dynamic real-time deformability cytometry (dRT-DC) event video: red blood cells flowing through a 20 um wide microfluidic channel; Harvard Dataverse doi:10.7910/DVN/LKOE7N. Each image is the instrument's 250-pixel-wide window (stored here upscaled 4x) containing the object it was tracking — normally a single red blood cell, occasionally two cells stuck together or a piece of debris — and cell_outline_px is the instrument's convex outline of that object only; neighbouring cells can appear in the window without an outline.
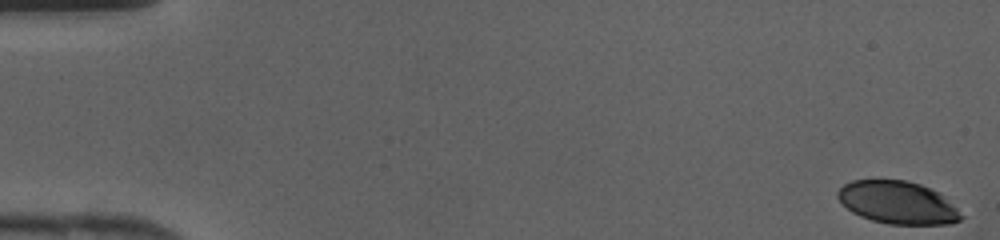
{"species": "human", "species_latin": "Homo sapiens", "temperature_condition": "cold", "stored_images_in_passage": 43, "camera_frame_rate_fps": 3000, "um_per_image_px": 0.085, "donor": {"sex": "female"}, "frame": {"image": 1, "passage_image": 1, "time_ms": 0.0, "image_size_px": [1000, 240], "cell_outline_px": [[964, 216], [960, 220], [952, 224], [888, 224], [872, 220], [860, 216], [852, 212], [836, 196], [836, 192], [844, 184], [852, 180], [904, 180], [920, 184], [936, 192], [956, 208]], "centroid_in_image_um": [76.27, 17.22], "position_along_channel_um": 8.7, "area_um2": 30.29}}
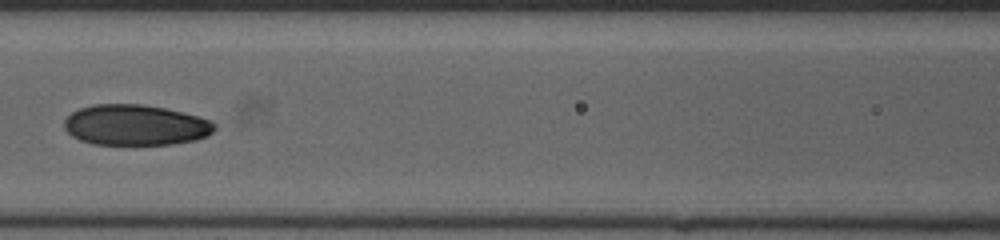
{"frame": {"image": 2, "passage_image": 20, "time_ms": 6.333, "image_size_px": [1000, 240], "cell_outline_px": [[216, 128], [208, 136], [196, 140], [172, 144], [92, 144], [80, 140], [72, 136], [64, 128], [64, 120], [72, 112], [80, 108], [92, 104], [140, 104], [164, 108], [212, 120], [216, 124]], "centroid_in_image_um": [11.51, 10.63], "position_along_channel_um": 155.1, "area_um2": 35.6}}
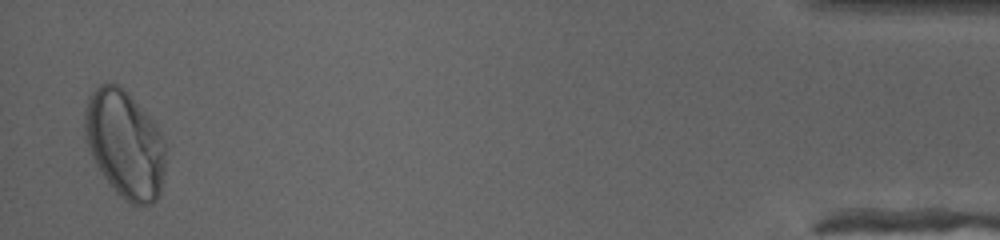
{"frame": {"image": 3, "passage_image": 42, "time_ms": 13.667, "image_size_px": [1000, 240], "cell_outline_px": [[164, 168], [160, 196], [152, 204], [132, 204], [124, 200], [108, 184], [100, 172], [88, 148], [84, 136], [84, 108], [88, 96], [104, 80], [108, 80], [120, 84], [128, 92], [156, 124], [164, 140]], "centroid_in_image_um": [10.58, 12.21], "position_along_channel_um": 424.6, "area_um2": 51.33}}